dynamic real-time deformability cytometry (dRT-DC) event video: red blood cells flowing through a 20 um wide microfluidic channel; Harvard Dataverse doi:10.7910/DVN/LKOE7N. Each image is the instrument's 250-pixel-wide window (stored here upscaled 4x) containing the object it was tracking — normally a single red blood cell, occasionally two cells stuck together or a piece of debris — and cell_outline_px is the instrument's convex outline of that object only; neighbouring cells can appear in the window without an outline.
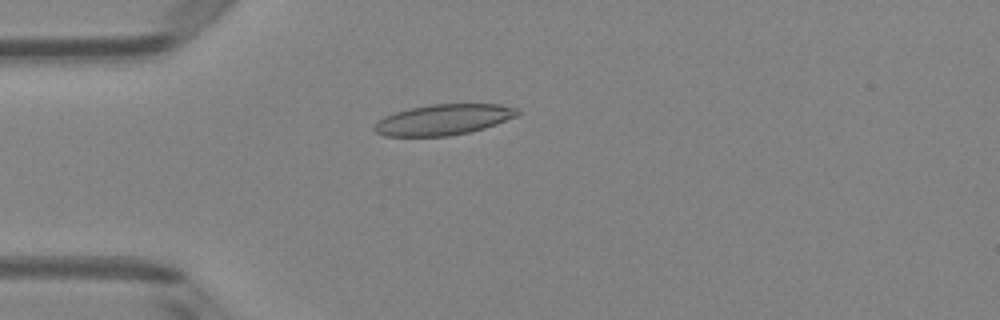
{"species": "Egyptian fruit bat (a non-hibernating species)", "species_latin": "Rousettus aegyptiacus", "temperature_condition": "room temperature", "stored_images_in_passage": 4, "camera_frame_rate_fps": 3000, "um_per_image_px": 0.085, "animal": {"sex": "female"}, "frame": {"image": 1, "passage_image": 4, "time_ms": 1.0, "image_size_px": [1000, 320], "cell_outline_px": [[520, 112], [516, 116], [496, 124], [484, 128], [468, 132], [448, 136], [384, 136], [376, 132], [372, 128], [384, 116], [396, 112], [428, 104], [500, 104], [516, 108]], "centroid_in_image_um": [37.69, 10.17], "position_along_channel_um": 47.3, "area_um2": 25.37}}